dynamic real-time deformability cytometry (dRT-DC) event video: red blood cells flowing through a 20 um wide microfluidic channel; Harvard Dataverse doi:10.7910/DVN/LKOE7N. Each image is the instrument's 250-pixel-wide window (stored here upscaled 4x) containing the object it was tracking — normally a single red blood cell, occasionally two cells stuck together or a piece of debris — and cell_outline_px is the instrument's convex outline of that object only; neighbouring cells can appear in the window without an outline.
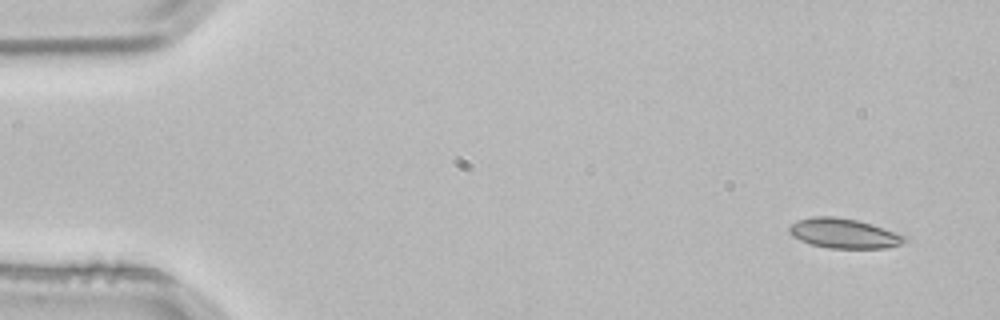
{"species": "common noctule bat (a hibernating species)", "species_latin": "Nyctalus noctula", "temperature_condition": "room temperature", "stored_images_in_passage": 4, "segment_of_instrument_passage": [1, 2], "camera_frame_rate_fps": 3000, "um_per_image_px": 0.085, "animal": {"sex": "male", "body_mass_g": 21.5, "forearm_length_mm": 52.0}, "frame": {"image": 1, "passage_image": 1, "time_ms": 0.0, "image_size_px": [1000, 320], "cell_outline_px": [[908, 240], [900, 244], [884, 248], [828, 248], [812, 244], [800, 240], [792, 236], [788, 232], [788, 228], [792, 224], [800, 220], [812, 216], [832, 216], [856, 220], [872, 224], [908, 236]], "centroid_in_image_um": [71.74, 19.84], "position_along_channel_um": 13.3, "area_um2": 19.94}}
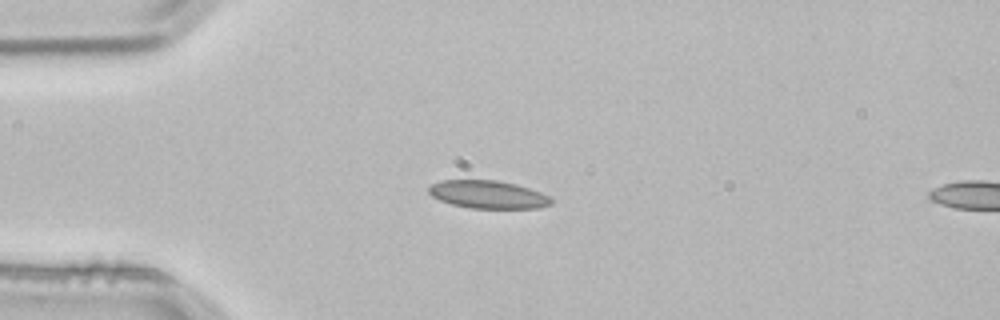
{"frame": {"image": 2, "passage_image": 3, "time_ms": 0.667, "image_size_px": [1000, 320], "cell_outline_px": [[552, 204], [540, 208], [472, 208], [452, 204], [440, 200], [432, 196], [428, 192], [428, 188], [432, 184], [440, 180], [496, 180], [516, 184], [552, 196]], "centroid_in_image_um": [41.5, 16.53], "position_along_channel_um": 43.5, "area_um2": 19.94}}